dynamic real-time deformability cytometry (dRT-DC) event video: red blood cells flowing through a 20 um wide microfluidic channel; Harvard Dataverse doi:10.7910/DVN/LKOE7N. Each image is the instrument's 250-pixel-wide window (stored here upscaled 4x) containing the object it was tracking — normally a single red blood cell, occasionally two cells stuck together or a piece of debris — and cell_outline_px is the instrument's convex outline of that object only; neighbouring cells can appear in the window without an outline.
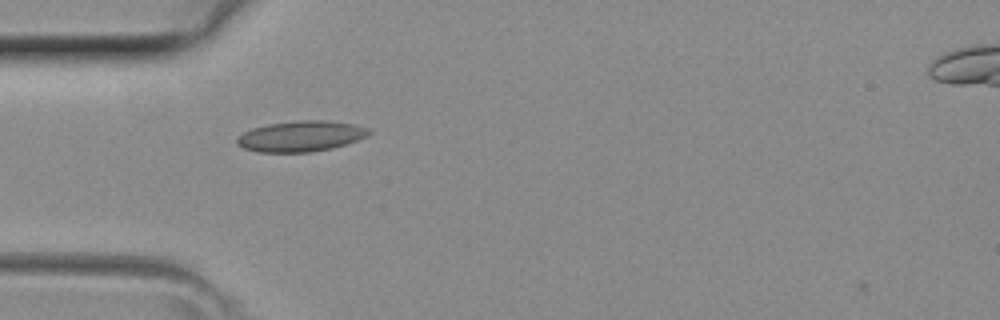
{"species": "common noctule bat (a hibernating species)", "species_latin": "Nyctalus noctula", "temperature_condition": "room temperature", "stored_images_in_passage": 4, "camera_frame_rate_fps": 3000, "um_per_image_px": 0.085, "animal": {"sex": "female", "body_mass_g": 29.2, "forearm_length_mm": 56.3}, "frame": {"image": 1, "passage_image": 3, "time_ms": 0.667, "image_size_px": [1000, 320], "cell_outline_px": [[372, 132], [368, 136], [348, 144], [332, 148], [312, 152], [260, 152], [244, 148], [236, 144], [236, 136], [252, 128], [268, 124], [296, 120], [328, 120], [352, 124], [368, 128]], "centroid_in_image_um": [25.58, 11.57], "position_along_channel_um": 59.4, "area_um2": 23.81}}